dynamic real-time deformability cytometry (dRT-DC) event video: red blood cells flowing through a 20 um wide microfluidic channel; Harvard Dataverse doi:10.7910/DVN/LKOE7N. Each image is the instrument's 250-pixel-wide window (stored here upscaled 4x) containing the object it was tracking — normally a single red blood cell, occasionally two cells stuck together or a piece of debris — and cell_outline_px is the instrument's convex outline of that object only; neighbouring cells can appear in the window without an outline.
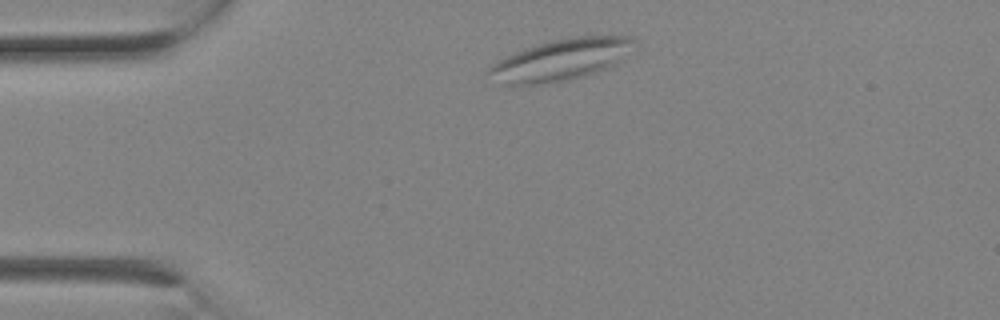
{"species": "Egyptian fruit bat (a non-hibernating species)", "species_latin": "Rousettus aegyptiacus", "temperature_condition": "room temperature", "stored_images_in_passage": 1, "camera_frame_rate_fps": 3000, "um_per_image_px": 0.085, "animal": {"sex": "female"}, "frame": {"image": 1, "passage_image": 1, "time_ms": 0.0, "image_size_px": [1000, 320], "cell_outline_px": [[636, 40], [620, 60], [616, 64], [608, 68], [572, 80], [524, 88], [504, 84], [484, 72], [496, 60], [524, 48], [552, 40], [572, 36], [636, 36]], "centroid_in_image_um": [47.6, 5.12], "position_along_channel_um": 37.4, "area_um2": 35.78}}